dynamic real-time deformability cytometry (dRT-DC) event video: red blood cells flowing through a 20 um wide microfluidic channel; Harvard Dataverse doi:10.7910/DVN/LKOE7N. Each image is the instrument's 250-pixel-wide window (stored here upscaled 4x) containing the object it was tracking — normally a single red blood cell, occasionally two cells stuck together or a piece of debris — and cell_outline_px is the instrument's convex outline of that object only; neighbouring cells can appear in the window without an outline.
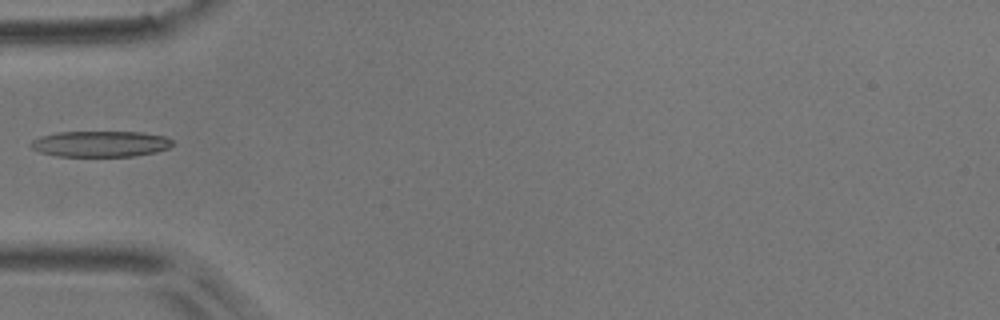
{"species": "common noctule bat (a hibernating species)", "species_latin": "Nyctalus noctula", "temperature_condition": "room temperature", "stored_images_in_passage": 7, "camera_frame_rate_fps": 3000, "um_per_image_px": 0.085, "animal": {"sex": "male", "body_mass_g": 17.9}, "frame": {"image": 1, "passage_image": 5, "time_ms": 4.667, "image_size_px": [1000, 320], "cell_outline_px": [[172, 144], [168, 148], [156, 152], [132, 156], [56, 156], [40, 152], [32, 148], [28, 144], [32, 140], [40, 136], [56, 132], [140, 132], [164, 136], [172, 140]], "centroid_in_image_um": [8.49, 12.23], "position_along_channel_um": 76.5, "area_um2": 21.39}}
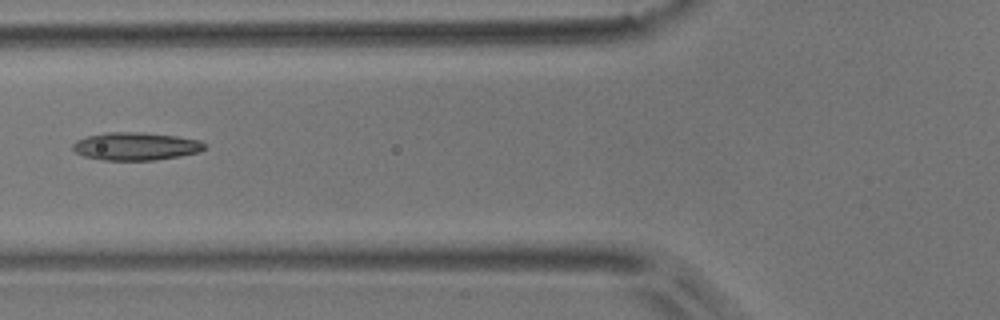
{"frame": {"image": 2, "passage_image": 6, "time_ms": 5.667, "image_size_px": [1000, 320], "cell_outline_px": [[208, 144], [200, 152], [180, 156], [156, 160], [104, 160], [84, 156], [76, 152], [72, 148], [72, 144], [76, 140], [88, 136], [108, 132], [140, 132], [176, 136], [200, 140]], "centroid_in_image_um": [11.57, 12.43], "position_along_channel_um": 114.2, "area_um2": 21.44}}
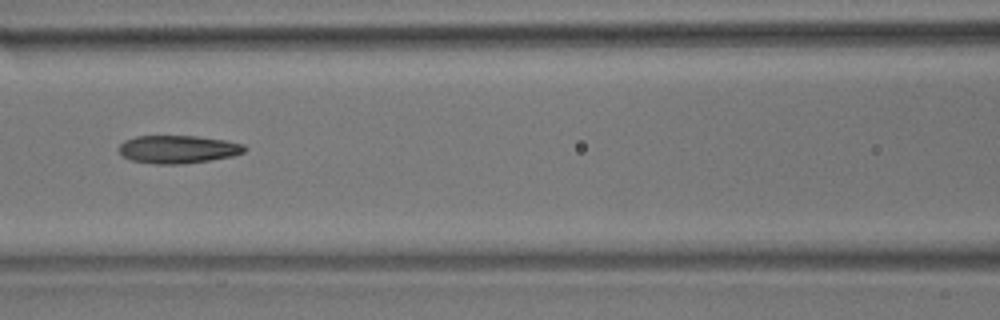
{"frame": {"image": 3, "passage_image": 7, "time_ms": 6.667, "image_size_px": [1000, 320], "cell_outline_px": [[248, 148], [244, 152], [232, 156], [184, 164], [156, 164], [132, 160], [120, 156], [120, 144], [124, 140], [136, 136], [196, 136], [224, 140], [244, 144]], "centroid_in_image_um": [15.12, 12.69], "position_along_channel_um": 151.5, "area_um2": 20.46}}